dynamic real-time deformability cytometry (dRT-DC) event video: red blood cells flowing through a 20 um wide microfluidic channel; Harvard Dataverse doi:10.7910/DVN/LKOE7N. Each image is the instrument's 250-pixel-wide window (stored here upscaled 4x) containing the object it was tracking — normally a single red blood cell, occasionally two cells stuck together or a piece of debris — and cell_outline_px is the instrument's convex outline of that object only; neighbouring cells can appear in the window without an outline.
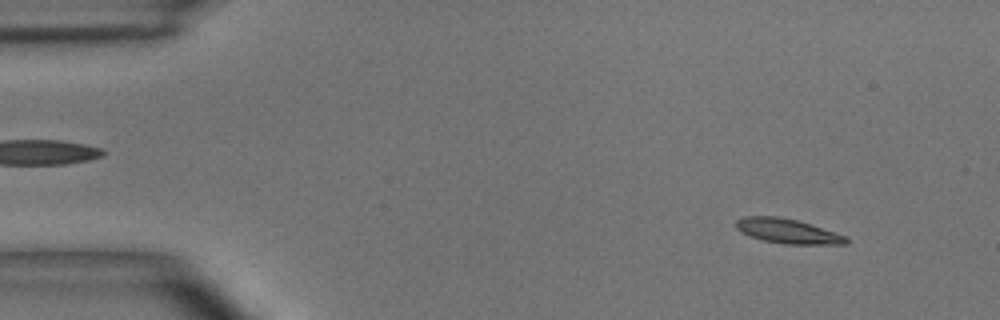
{"species": "common noctule bat (a hibernating species)", "species_latin": "Nyctalus noctula", "temperature_condition": "room temperature", "stored_images_in_passage": 6, "camera_frame_rate_fps": 3000, "um_per_image_px": 0.085, "animal": {"sex": "male", "body_mass_g": 15.6}, "frame": {"image": 1, "passage_image": 2, "time_ms": 0.333, "image_size_px": [1000, 320], "cell_outline_px": [[848, 244], [784, 244], [764, 240], [740, 232], [736, 228], [736, 220], [744, 216], [780, 216], [796, 220], [848, 236]], "centroid_in_image_um": [66.95, 19.64], "position_along_channel_um": 18.1, "area_um2": 15.72}}
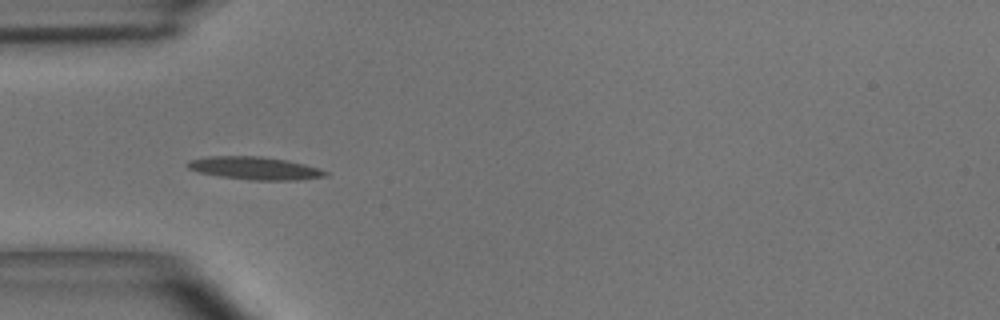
{"frame": {"image": 2, "passage_image": 5, "time_ms": 1.333, "image_size_px": [1000, 320], "cell_outline_px": [[328, 176], [300, 180], [252, 180], [220, 176], [200, 172], [188, 168], [184, 164], [188, 160], [208, 156], [260, 156], [288, 160], [304, 164], [328, 172]], "centroid_in_image_um": [21.64, 14.29], "position_along_channel_um": 63.4, "area_um2": 18.32}}
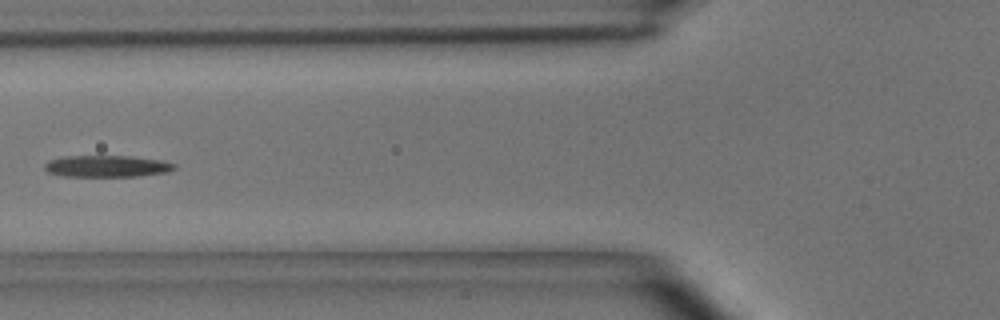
{"frame": {"image": 3, "passage_image": 6, "time_ms": 1.667, "image_size_px": [1000, 320], "cell_outline_px": [[176, 168], [168, 172], [140, 176], [64, 176], [48, 172], [44, 168], [44, 164], [48, 160], [64, 156], [132, 156], [160, 160], [176, 164]], "centroid_in_image_um": [9.09, 14.12], "position_along_channel_um": 116.7, "area_um2": 16.42}}